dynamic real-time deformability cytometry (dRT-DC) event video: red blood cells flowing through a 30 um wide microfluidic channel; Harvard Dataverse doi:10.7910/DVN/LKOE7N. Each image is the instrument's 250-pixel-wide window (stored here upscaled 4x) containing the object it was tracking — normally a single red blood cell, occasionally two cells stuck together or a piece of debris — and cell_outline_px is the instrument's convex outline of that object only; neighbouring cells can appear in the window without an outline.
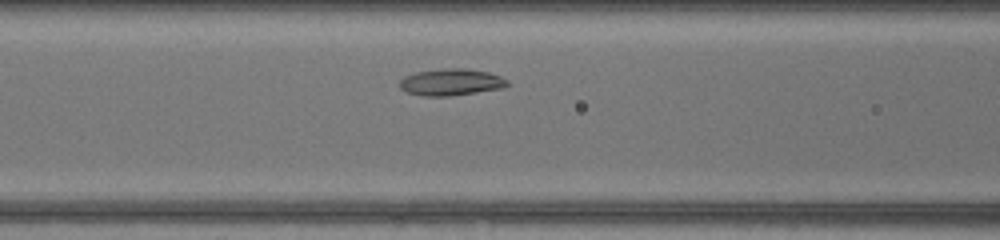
{"species": "common noctule bat (a hibernating species)", "species_latin": "Nyctalus noctula", "temperature_condition": "warm", "stored_images_in_passage": 28, "camera_frame_rate_fps": 3000, "um_per_image_px": 0.085, "animal": {"sex": "female", "body_mass_g": 17.0, "forearm_length_mm": 48.0}, "frame": {"image": 1, "passage_image": 7, "time_ms": 2.0, "image_size_px": [1000, 240], "cell_outline_px": [[508, 84], [504, 88], [448, 96], [420, 96], [408, 92], [400, 88], [400, 80], [404, 76], [416, 72], [444, 68], [464, 68], [488, 72], [500, 76], [508, 80]], "centroid_in_image_um": [38.33, 6.98], "position_along_channel_um": 128.3, "area_um2": 16.76}}
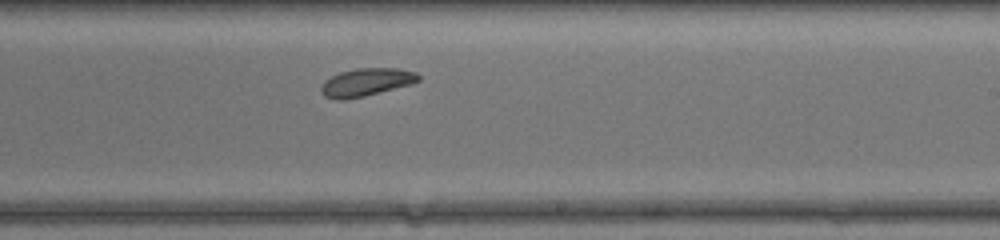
{"frame": {"image": 2, "passage_image": 16, "time_ms": 5.0, "image_size_px": [1000, 240], "cell_outline_px": [[420, 80], [412, 84], [364, 96], [344, 100], [340, 100], [324, 96], [320, 92], [320, 84], [324, 80], [340, 72], [356, 68], [400, 68], [416, 72], [420, 76]], "centroid_in_image_um": [31.12, 6.98], "position_along_channel_um": 257.9, "area_um2": 15.95}}
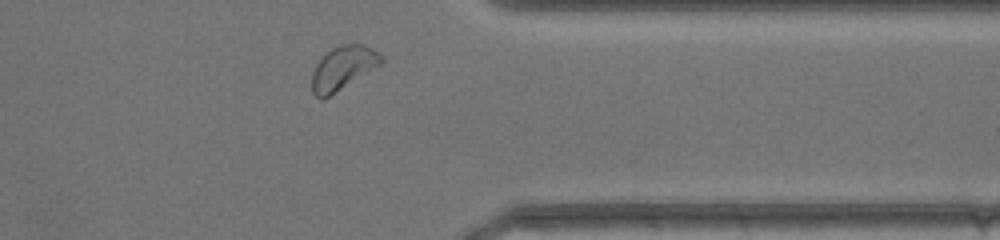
{"frame": {"image": 3, "passage_image": 25, "time_ms": 8.0, "image_size_px": [1000, 240], "cell_outline_px": [[384, 60], [380, 64], [324, 100], [320, 100], [312, 92], [312, 72], [316, 64], [332, 48], [340, 44], [360, 44], [384, 56]], "centroid_in_image_um": [29.11, 5.81], "position_along_channel_um": 382.3, "area_um2": 17.28}, "authors_computed_cell_mechanics": {"area_um2": 16.0684, "velocity_mm_per_s": 4.332, "shape_relaxation_time_tau1_ms": 2.1324, "shape_relaxation_time_tau2_ms": 11.255, "deformation_change_tau1": 0.0517, "deformation_change_tau2": 0.137}}